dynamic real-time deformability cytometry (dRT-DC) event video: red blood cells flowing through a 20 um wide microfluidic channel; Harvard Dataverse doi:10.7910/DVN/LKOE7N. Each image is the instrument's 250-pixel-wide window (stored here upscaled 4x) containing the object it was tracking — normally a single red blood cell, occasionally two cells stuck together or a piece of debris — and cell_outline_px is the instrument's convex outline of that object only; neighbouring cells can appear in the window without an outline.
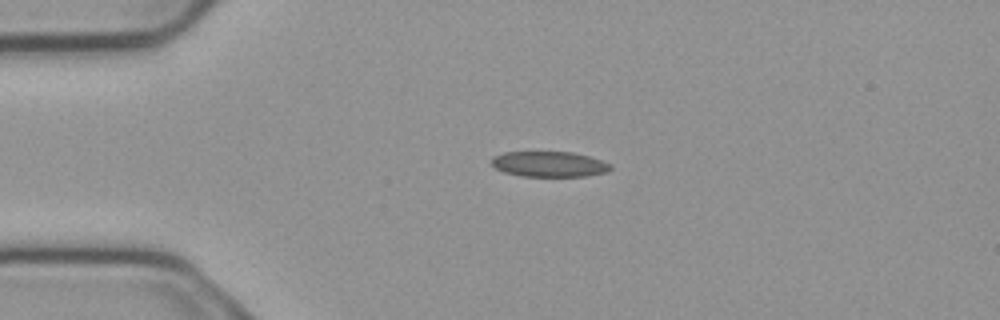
{"species": "common noctule bat (a hibernating species)", "species_latin": "Nyctalus noctula", "temperature_condition": "cold", "stored_images_in_passage": 2, "camera_frame_rate_fps": 3000, "um_per_image_px": 0.085, "animal": {"sex": "male", "body_mass_g": 23.1, "forearm_length_mm": 52.7}, "frame": {"image": 1, "passage_image": 1, "time_ms": 0.0, "image_size_px": [1000, 320], "cell_outline_px": [[612, 168], [608, 172], [588, 176], [520, 176], [504, 172], [496, 168], [492, 164], [492, 156], [504, 152], [572, 152], [588, 156], [612, 164]], "centroid_in_image_um": [46.7, 13.95], "position_along_channel_um": 38.3, "area_um2": 17.69}}